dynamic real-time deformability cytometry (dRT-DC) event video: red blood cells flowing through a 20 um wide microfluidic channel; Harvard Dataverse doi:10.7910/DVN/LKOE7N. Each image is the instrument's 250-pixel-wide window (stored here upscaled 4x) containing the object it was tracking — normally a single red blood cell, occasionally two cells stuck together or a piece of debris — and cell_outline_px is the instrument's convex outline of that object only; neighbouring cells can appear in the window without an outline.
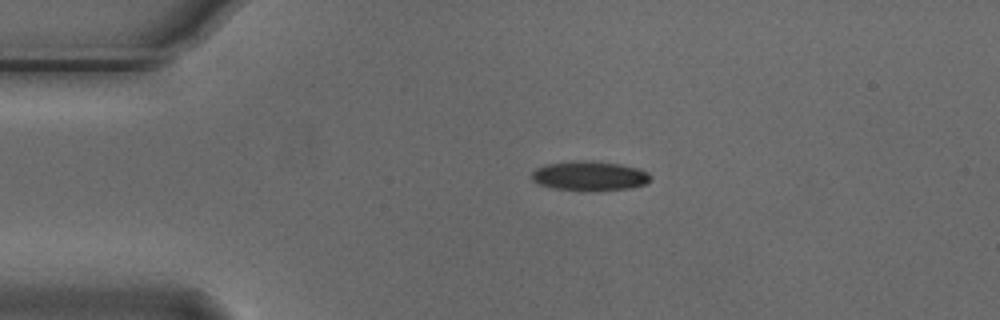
{"species": "Egyptian fruit bat (a non-hibernating species)", "species_latin": "Rousettus aegyptiacus", "temperature_condition": "cold", "stored_images_in_passage": 5, "camera_frame_rate_fps": 3000, "um_per_image_px": 0.085, "animal": {"sex": "male"}, "frame": {"image": 1, "passage_image": 3, "time_ms": 0.667, "image_size_px": [1000, 320], "cell_outline_px": [[652, 176], [644, 184], [632, 188], [552, 188], [540, 184], [532, 180], [532, 172], [536, 168], [544, 164], [572, 160], [592, 160], [620, 164], [640, 168], [648, 172]], "centroid_in_image_um": [50.1, 14.88], "position_along_channel_um": 34.9, "area_um2": 19.83}}
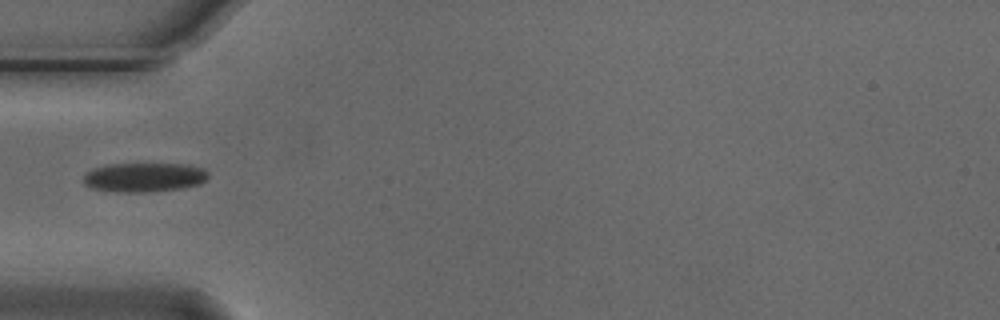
{"frame": {"image": 2, "passage_image": 4, "time_ms": 1.0, "image_size_px": [1000, 320], "cell_outline_px": [[208, 176], [200, 184], [184, 188], [148, 192], [116, 192], [92, 188], [84, 184], [84, 172], [92, 168], [104, 164], [188, 164], [204, 168], [208, 172]], "centroid_in_image_um": [12.24, 15.06], "position_along_channel_um": 72.8, "area_um2": 21.56}}
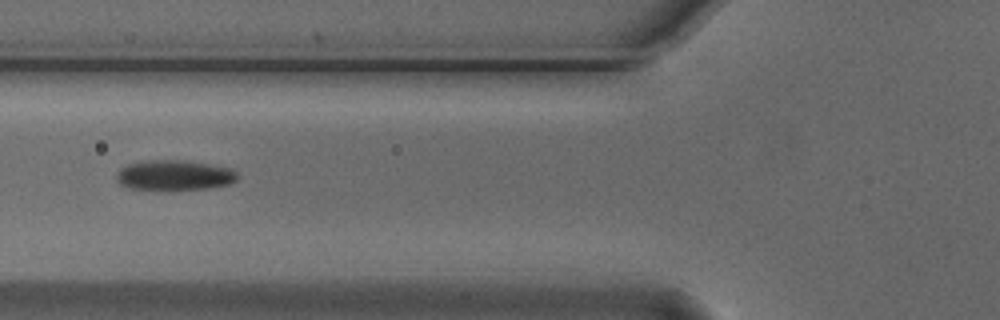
{"frame": {"image": 3, "passage_image": 5, "time_ms": 1.333, "image_size_px": [1000, 320], "cell_outline_px": [[240, 176], [232, 184], [208, 188], [132, 188], [120, 184], [116, 180], [116, 172], [120, 168], [128, 164], [144, 160], [184, 160], [232, 168]], "centroid_in_image_um": [14.85, 14.86], "position_along_channel_um": 111.0, "area_um2": 20.98}}